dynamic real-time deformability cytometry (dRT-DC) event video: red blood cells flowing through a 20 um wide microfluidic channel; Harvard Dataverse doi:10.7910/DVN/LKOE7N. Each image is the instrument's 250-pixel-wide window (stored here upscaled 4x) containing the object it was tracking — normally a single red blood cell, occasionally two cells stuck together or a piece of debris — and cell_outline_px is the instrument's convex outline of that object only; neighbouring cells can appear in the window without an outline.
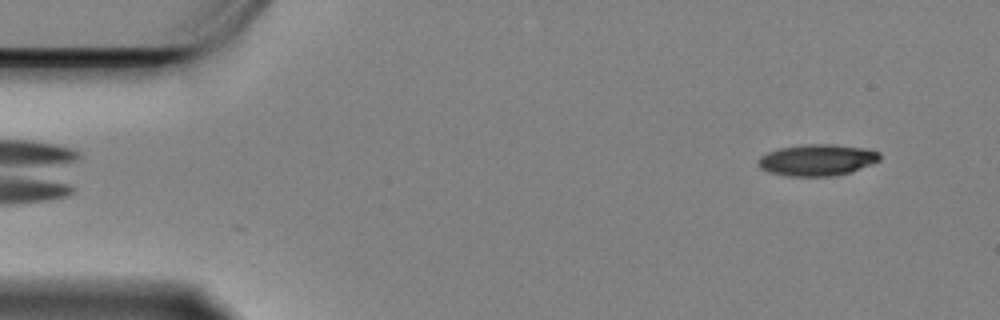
{"species": "Egyptian fruit bat (a non-hibernating species)", "species_latin": "Rousettus aegyptiacus", "temperature_condition": "cold", "stored_images_in_passage": 56, "camera_frame_rate_fps": 3000, "um_per_image_px": 0.085, "animal": {"sex": "female"}, "frame": {"image": 1, "passage_image": 2, "time_ms": 0.333, "image_size_px": [1000, 320], "cell_outline_px": [[880, 160], [872, 164], [852, 172], [832, 176], [788, 176], [772, 172], [760, 168], [756, 164], [756, 160], [760, 156], [768, 152], [780, 148], [804, 144], [832, 144], [868, 148], [880, 152]], "centroid_in_image_um": [69.48, 13.59], "position_along_channel_um": 15.5, "area_um2": 22.48}}
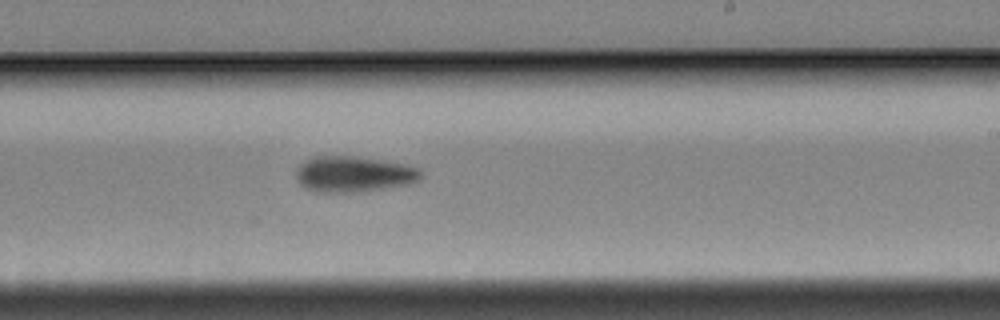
{"frame": {"image": 2, "passage_image": 32, "time_ms": 10.333, "image_size_px": [1000, 320], "cell_outline_px": [[420, 176], [416, 180], [408, 184], [360, 192], [316, 192], [300, 184], [296, 176], [296, 172], [300, 164], [316, 156], [352, 156], [400, 164], [420, 168]], "centroid_in_image_um": [30.01, 14.81], "position_along_channel_um": 259.0, "area_um2": 25.43}}
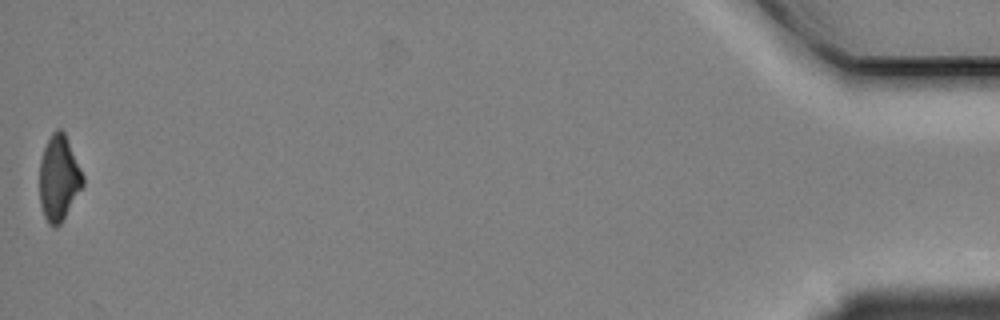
{"frame": {"image": 3, "passage_image": 56, "time_ms": 18.333, "image_size_px": [1000, 320], "cell_outline_px": [[84, 184], [60, 224], [56, 228], [48, 224], [44, 216], [40, 204], [40, 160], [44, 148], [52, 132], [56, 128], [60, 128], [64, 132], [84, 176]], "centroid_in_image_um": [4.99, 15.15], "position_along_channel_um": 430.2, "area_um2": 21.39}, "authors_computed_cell_mechanics": {"area_um2": 23.5824, "velocity_mm_per_s": 3.3524, "shape_relaxation_time_tau1_ms": 4.6279, "shape_relaxation_time_tau2_ms": null, "deformation_change_tau1": 0.1405, "deformation_change_tau2": null}}